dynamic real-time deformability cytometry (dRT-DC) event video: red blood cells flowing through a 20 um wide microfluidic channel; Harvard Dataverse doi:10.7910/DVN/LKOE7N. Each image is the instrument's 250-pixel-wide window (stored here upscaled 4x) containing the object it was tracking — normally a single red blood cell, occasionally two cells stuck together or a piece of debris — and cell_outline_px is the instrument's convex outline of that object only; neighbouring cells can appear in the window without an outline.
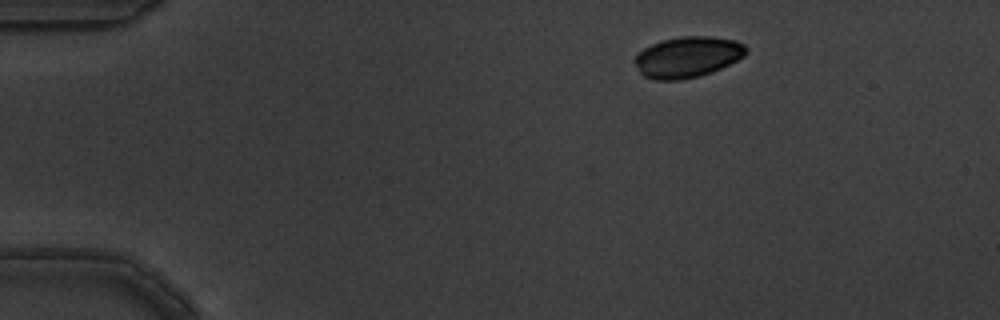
{"species": "common noctule bat (a hibernating species)", "species_latin": "Nyctalus noctula", "temperature_condition": "warm", "stored_images_in_passage": 7, "camera_frame_rate_fps": 3000, "um_per_image_px": 0.085, "animal": {"sex": "male", "body_mass_g": 19.5, "forearm_length_mm": 54.6}, "frame": {"image": 1, "passage_image": 1, "time_ms": 0.0, "image_size_px": [1000, 320], "cell_outline_px": [[748, 52], [744, 56], [712, 72], [700, 76], [680, 80], [656, 80], [644, 76], [640, 72], [632, 60], [644, 48], [660, 40], [680, 36], [708, 36], [736, 40], [744, 44], [748, 48]], "centroid_in_image_um": [58.44, 4.84], "position_along_channel_um": 26.6, "area_um2": 26.65}}
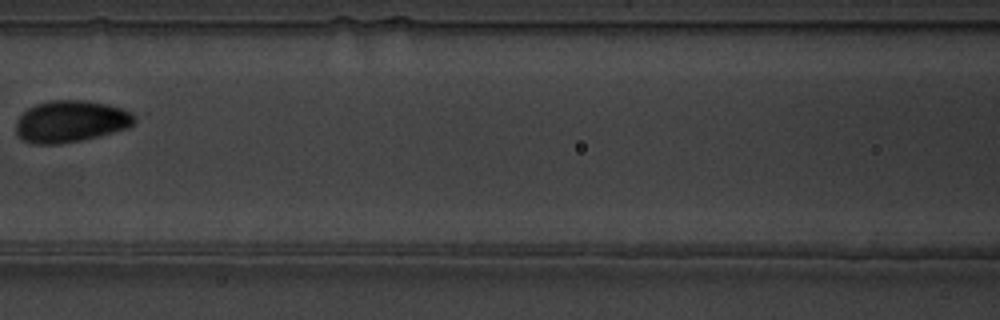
{"frame": {"image": 2, "passage_image": 6, "time_ms": 1.667, "image_size_px": [1000, 320], "cell_outline_px": [[136, 120], [128, 128], [80, 140], [60, 144], [32, 144], [16, 136], [16, 124], [20, 116], [28, 108], [36, 104], [52, 100], [84, 100], [108, 104], [124, 108], [132, 112], [136, 116]], "centroid_in_image_um": [6.02, 10.31], "position_along_channel_um": 160.6, "area_um2": 28.9}}
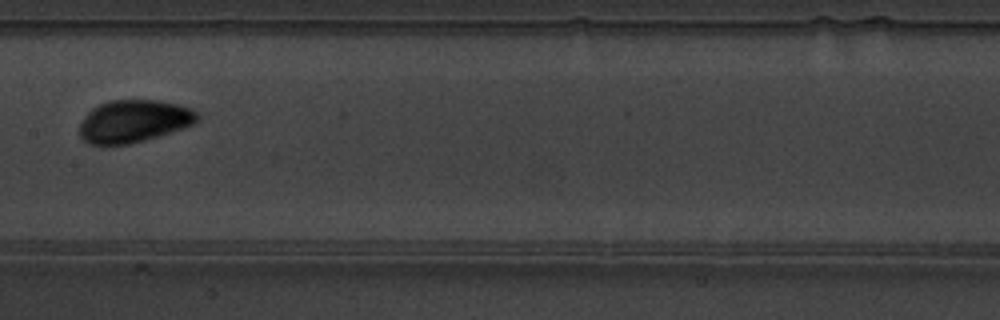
{"frame": {"image": 3, "passage_image": 7, "time_ms": 2.0, "image_size_px": [1000, 320], "cell_outline_px": [[200, 120], [196, 124], [184, 128], [144, 140], [128, 144], [88, 144], [80, 136], [80, 124], [84, 116], [92, 108], [108, 100], [156, 100], [176, 104], [192, 108], [200, 112]], "centroid_in_image_um": [11.42, 10.29], "position_along_channel_um": 196.0, "area_um2": 29.3}}